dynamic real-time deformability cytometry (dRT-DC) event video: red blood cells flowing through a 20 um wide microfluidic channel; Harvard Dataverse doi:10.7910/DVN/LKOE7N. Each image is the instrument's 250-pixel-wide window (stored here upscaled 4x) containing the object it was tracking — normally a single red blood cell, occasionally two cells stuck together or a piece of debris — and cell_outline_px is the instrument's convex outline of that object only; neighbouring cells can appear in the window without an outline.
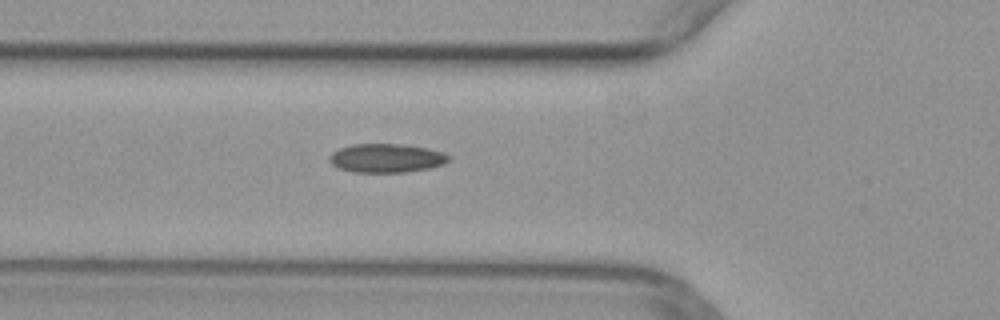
{"species": "common noctule bat (a hibernating species)", "species_latin": "Nyctalus noctula", "temperature_condition": "warm", "stored_images_in_passage": 29, "camera_frame_rate_fps": 3000, "um_per_image_px": 0.085, "animal": {"sex": "female", "body_mass_g": 29.2, "forearm_length_mm": 56.3}, "frame": {"image": 1, "passage_image": 2, "time_ms": 0.333, "image_size_px": [1000, 320], "cell_outline_px": [[448, 160], [444, 164], [428, 168], [408, 172], [352, 172], [336, 168], [328, 160], [328, 156], [332, 152], [340, 148], [352, 144], [400, 144], [428, 148], [440, 152], [448, 156]], "centroid_in_image_um": [32.77, 13.44], "position_along_channel_um": 93.0, "area_um2": 20.0}}
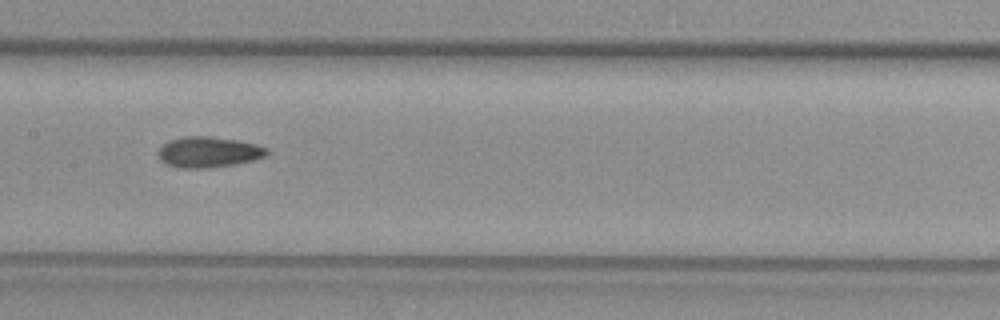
{"frame": {"image": 2, "passage_image": 9, "time_ms": 2.667, "image_size_px": [1000, 320], "cell_outline_px": [[268, 156], [252, 160], [212, 168], [180, 168], [164, 164], [156, 156], [156, 152], [168, 140], [184, 136], [212, 136], [240, 140], [256, 144], [268, 148]], "centroid_in_image_um": [17.69, 12.92], "position_along_channel_um": 189.7, "area_um2": 19.83}}
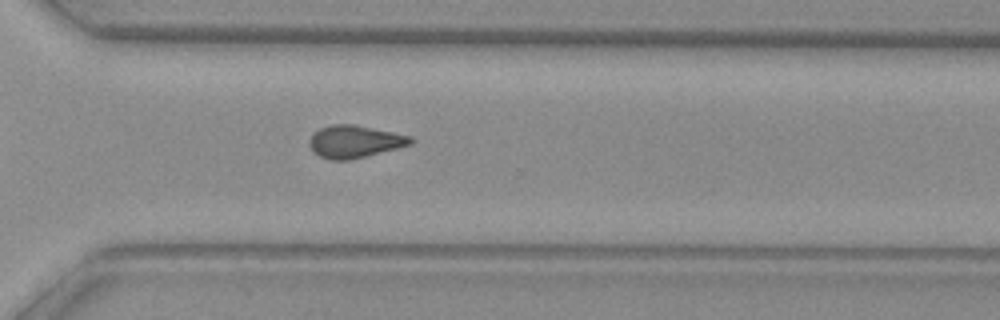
{"frame": {"image": 3, "passage_image": 20, "time_ms": 6.333, "image_size_px": [1000, 320], "cell_outline_px": [[416, 140], [412, 144], [348, 160], [332, 160], [320, 156], [308, 144], [308, 140], [320, 128], [332, 124], [352, 124], [412, 136]], "centroid_in_image_um": [30.16, 12.02], "position_along_channel_um": 340.4, "area_um2": 18.79}}